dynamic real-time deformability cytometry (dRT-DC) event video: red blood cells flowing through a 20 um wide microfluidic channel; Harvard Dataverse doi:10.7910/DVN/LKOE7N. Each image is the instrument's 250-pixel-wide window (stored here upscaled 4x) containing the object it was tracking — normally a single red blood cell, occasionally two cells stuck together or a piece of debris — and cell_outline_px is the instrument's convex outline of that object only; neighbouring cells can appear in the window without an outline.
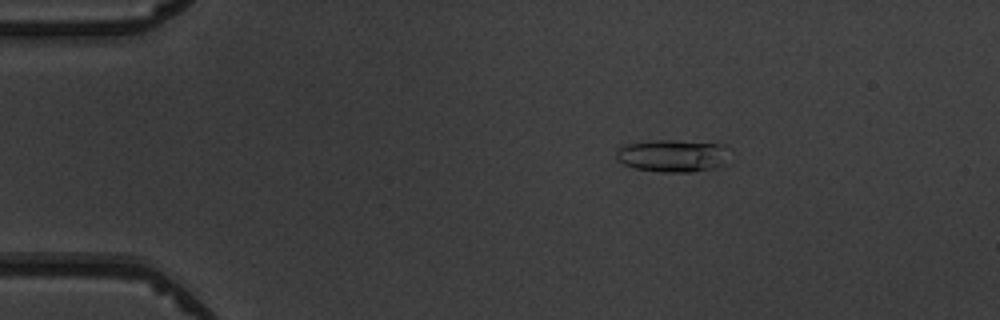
{"species": "common noctule bat (a hibernating species)", "species_latin": "Nyctalus noctula", "temperature_condition": "warm", "stored_images_in_passage": 4, "camera_frame_rate_fps": 3000, "um_per_image_px": 0.085, "animal": {"sex": "male", "body_mass_g": 19.5, "forearm_length_mm": 54.6}, "frame": {"image": 1, "passage_image": 3, "time_ms": 2.333, "image_size_px": [1000, 320], "cell_outline_px": [[724, 164], [716, 168], [692, 172], [660, 172], [636, 168], [624, 164], [616, 160], [616, 152], [624, 144], [660, 140], [672, 140], [724, 144]], "centroid_in_image_um": [57.12, 13.25], "position_along_channel_um": 27.9, "area_um2": 21.1}}